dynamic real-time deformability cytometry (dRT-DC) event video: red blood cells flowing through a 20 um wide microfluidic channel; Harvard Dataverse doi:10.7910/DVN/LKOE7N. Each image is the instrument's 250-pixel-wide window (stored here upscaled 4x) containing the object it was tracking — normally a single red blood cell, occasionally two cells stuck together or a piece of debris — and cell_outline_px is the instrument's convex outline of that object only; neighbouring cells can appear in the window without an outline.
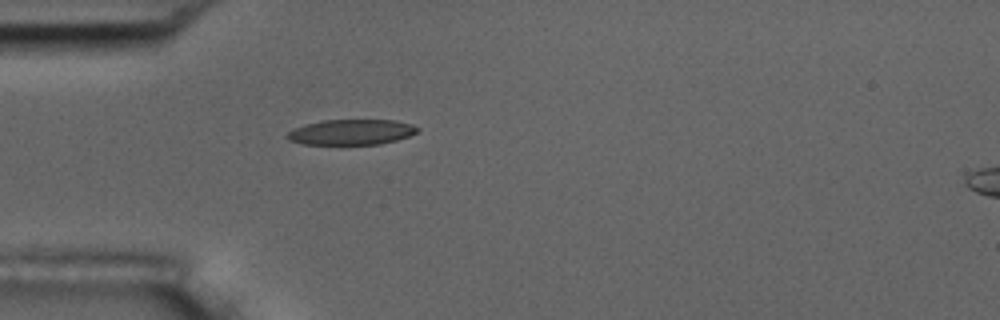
{"species": "common noctule bat (a hibernating species)", "species_latin": "Nyctalus noctula", "temperature_condition": "room temperature", "stored_images_in_passage": 2, "camera_frame_rate_fps": 3000, "um_per_image_px": 0.085, "animal": {"sex": "male", "body_mass_g": 17.5, "forearm_length_mm": 52.3}, "frame": {"image": 1, "passage_image": 1, "time_ms": 0.0, "image_size_px": [1000, 320], "cell_outline_px": [[420, 128], [416, 132], [408, 136], [396, 140], [380, 144], [300, 144], [288, 140], [284, 136], [288, 132], [296, 128], [308, 124], [324, 120], [396, 120], [412, 124]], "centroid_in_image_um": [29.86, 11.23], "position_along_channel_um": 55.1, "area_um2": 19.19}}